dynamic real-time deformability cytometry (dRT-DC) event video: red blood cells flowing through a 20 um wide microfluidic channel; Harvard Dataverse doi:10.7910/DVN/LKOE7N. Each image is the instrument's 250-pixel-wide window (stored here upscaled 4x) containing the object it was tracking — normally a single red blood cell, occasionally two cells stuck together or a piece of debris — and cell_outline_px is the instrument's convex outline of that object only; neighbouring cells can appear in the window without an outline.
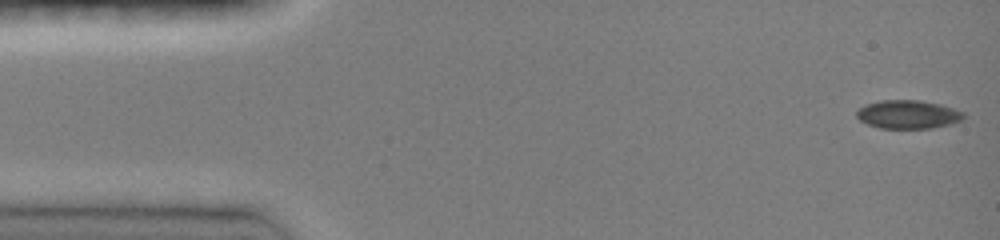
{"species": "common noctule bat (a hibernating species)", "species_latin": "Nyctalus noctula", "temperature_condition": "room temperature", "stored_images_in_passage": 46, "camera_frame_rate_fps": 3000, "um_per_image_px": 0.085, "animal": {"sex": "female", "body_mass_g": 19.0, "forearm_length_mm": 51.5}, "frame": {"image": 1, "passage_image": 1, "time_ms": 0.0, "image_size_px": [1000, 240], "cell_outline_px": [[964, 116], [960, 120], [952, 124], [932, 128], [880, 128], [868, 124], [860, 120], [856, 116], [856, 112], [864, 104], [880, 100], [920, 100], [940, 104], [964, 112]], "centroid_in_image_um": [77.17, 9.72], "position_along_channel_um": 7.8, "area_um2": 17.74}}
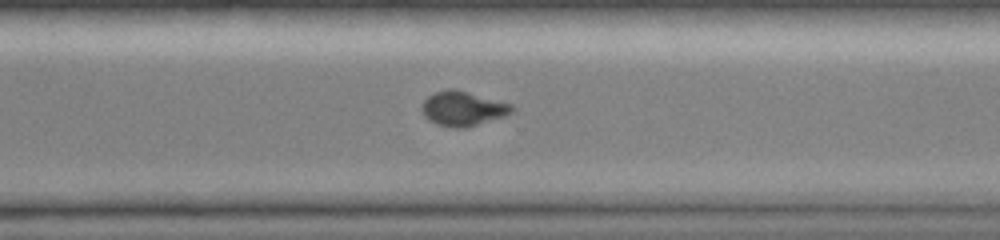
{"frame": {"image": 2, "passage_image": 33, "time_ms": 10.667, "image_size_px": [1000, 240], "cell_outline_px": [[516, 108], [512, 112], [504, 116], [464, 128], [456, 128], [436, 124], [428, 120], [424, 116], [420, 108], [424, 100], [428, 96], [436, 92], [448, 88], [452, 88], [468, 92], [512, 104]], "centroid_in_image_um": [39.32, 9.23], "position_along_channel_um": 331.3, "area_um2": 18.09}}
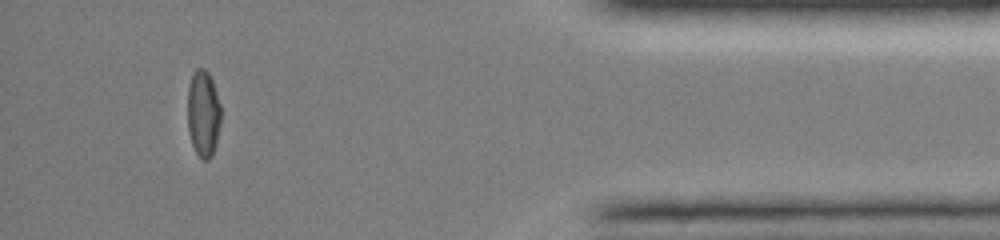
{"frame": {"image": 3, "passage_image": 42, "time_ms": 13.667, "image_size_px": [1000, 240], "cell_outline_px": [[220, 124], [216, 144], [212, 156], [208, 160], [204, 160], [196, 152], [192, 144], [188, 128], [188, 88], [192, 72], [196, 68], [204, 68], [208, 72], [212, 80], [220, 104]], "centroid_in_image_um": [17.27, 9.63], "position_along_channel_um": 417.9, "area_um2": 16.82}, "authors_computed_cell_mechanics": {"area_um2": 17.9758, "velocity_mm_per_s": 4.1255, "shape_relaxation_time_tau1_ms": null, "shape_relaxation_time_tau2_ms": 1.4628, "deformation_change_tau1": null, "deformation_change_tau2": 0.0456}}